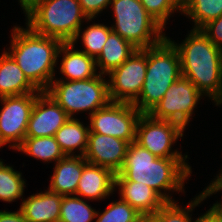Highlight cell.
I'll list each match as a JSON object with an SVG mask.
<instances>
[{"label": "cell", "instance_id": "6da1fadb", "mask_svg": "<svg viewBox=\"0 0 222 222\" xmlns=\"http://www.w3.org/2000/svg\"><path fill=\"white\" fill-rule=\"evenodd\" d=\"M188 158H158L136 141L129 144L122 169L115 181H135L154 189L166 202L172 192H184V183L192 174ZM169 191V193H168Z\"/></svg>", "mask_w": 222, "mask_h": 222}, {"label": "cell", "instance_id": "7a4b0ae2", "mask_svg": "<svg viewBox=\"0 0 222 222\" xmlns=\"http://www.w3.org/2000/svg\"><path fill=\"white\" fill-rule=\"evenodd\" d=\"M180 44L166 37L177 49L182 76L216 106L222 104V50L200 29H191Z\"/></svg>", "mask_w": 222, "mask_h": 222}, {"label": "cell", "instance_id": "3957f363", "mask_svg": "<svg viewBox=\"0 0 222 222\" xmlns=\"http://www.w3.org/2000/svg\"><path fill=\"white\" fill-rule=\"evenodd\" d=\"M8 53L26 78L39 90L46 91L55 78L58 50L63 43L55 37L39 35L27 25L14 26Z\"/></svg>", "mask_w": 222, "mask_h": 222}, {"label": "cell", "instance_id": "277c9868", "mask_svg": "<svg viewBox=\"0 0 222 222\" xmlns=\"http://www.w3.org/2000/svg\"><path fill=\"white\" fill-rule=\"evenodd\" d=\"M181 76L178 51L167 38L148 47L147 70L142 91L132 104L141 113H149Z\"/></svg>", "mask_w": 222, "mask_h": 222}, {"label": "cell", "instance_id": "5b68a950", "mask_svg": "<svg viewBox=\"0 0 222 222\" xmlns=\"http://www.w3.org/2000/svg\"><path fill=\"white\" fill-rule=\"evenodd\" d=\"M24 15L32 31L62 42H72L83 22L92 21L82 12L79 0H41Z\"/></svg>", "mask_w": 222, "mask_h": 222}, {"label": "cell", "instance_id": "8992f818", "mask_svg": "<svg viewBox=\"0 0 222 222\" xmlns=\"http://www.w3.org/2000/svg\"><path fill=\"white\" fill-rule=\"evenodd\" d=\"M45 92L64 109L70 118H75L74 115L79 112H89L87 114L90 116L111 102L108 81L103 74L77 81L52 80Z\"/></svg>", "mask_w": 222, "mask_h": 222}, {"label": "cell", "instance_id": "52a82bcc", "mask_svg": "<svg viewBox=\"0 0 222 222\" xmlns=\"http://www.w3.org/2000/svg\"><path fill=\"white\" fill-rule=\"evenodd\" d=\"M110 6L115 20L112 31L137 49L155 46L167 37L139 0H112Z\"/></svg>", "mask_w": 222, "mask_h": 222}, {"label": "cell", "instance_id": "ba28073f", "mask_svg": "<svg viewBox=\"0 0 222 222\" xmlns=\"http://www.w3.org/2000/svg\"><path fill=\"white\" fill-rule=\"evenodd\" d=\"M184 130L178 123L154 119L148 113H142L137 122L135 141L158 158H189L178 149H172L184 136Z\"/></svg>", "mask_w": 222, "mask_h": 222}, {"label": "cell", "instance_id": "9c48e42d", "mask_svg": "<svg viewBox=\"0 0 222 222\" xmlns=\"http://www.w3.org/2000/svg\"><path fill=\"white\" fill-rule=\"evenodd\" d=\"M203 96L189 79L181 76L148 114L154 119L178 123L185 129Z\"/></svg>", "mask_w": 222, "mask_h": 222}, {"label": "cell", "instance_id": "30bf717a", "mask_svg": "<svg viewBox=\"0 0 222 222\" xmlns=\"http://www.w3.org/2000/svg\"><path fill=\"white\" fill-rule=\"evenodd\" d=\"M141 114L132 103L110 102L88 117L89 130L130 144L136 140V126Z\"/></svg>", "mask_w": 222, "mask_h": 222}, {"label": "cell", "instance_id": "8fae6325", "mask_svg": "<svg viewBox=\"0 0 222 222\" xmlns=\"http://www.w3.org/2000/svg\"><path fill=\"white\" fill-rule=\"evenodd\" d=\"M147 70V48L137 49L108 75L111 102L133 103L140 95Z\"/></svg>", "mask_w": 222, "mask_h": 222}, {"label": "cell", "instance_id": "7c38bea8", "mask_svg": "<svg viewBox=\"0 0 222 222\" xmlns=\"http://www.w3.org/2000/svg\"><path fill=\"white\" fill-rule=\"evenodd\" d=\"M40 93H27L0 98V137L9 147L16 149L24 141L28 121Z\"/></svg>", "mask_w": 222, "mask_h": 222}, {"label": "cell", "instance_id": "4fadbf2b", "mask_svg": "<svg viewBox=\"0 0 222 222\" xmlns=\"http://www.w3.org/2000/svg\"><path fill=\"white\" fill-rule=\"evenodd\" d=\"M70 117L45 91L35 100L25 137L54 136Z\"/></svg>", "mask_w": 222, "mask_h": 222}, {"label": "cell", "instance_id": "5bb4252c", "mask_svg": "<svg viewBox=\"0 0 222 222\" xmlns=\"http://www.w3.org/2000/svg\"><path fill=\"white\" fill-rule=\"evenodd\" d=\"M128 147L127 141L89 130L84 158L89 163L106 167L117 174L124 165Z\"/></svg>", "mask_w": 222, "mask_h": 222}, {"label": "cell", "instance_id": "9a60e30c", "mask_svg": "<svg viewBox=\"0 0 222 222\" xmlns=\"http://www.w3.org/2000/svg\"><path fill=\"white\" fill-rule=\"evenodd\" d=\"M115 175L111 169L89 163L84 158L75 195L91 201L104 200L115 191Z\"/></svg>", "mask_w": 222, "mask_h": 222}, {"label": "cell", "instance_id": "2e32d148", "mask_svg": "<svg viewBox=\"0 0 222 222\" xmlns=\"http://www.w3.org/2000/svg\"><path fill=\"white\" fill-rule=\"evenodd\" d=\"M62 56L60 61V73L63 77L53 80L77 81L91 79L99 74L97 72L96 60L86 53L75 49L72 42H63L58 50L57 58Z\"/></svg>", "mask_w": 222, "mask_h": 222}, {"label": "cell", "instance_id": "e0dca14e", "mask_svg": "<svg viewBox=\"0 0 222 222\" xmlns=\"http://www.w3.org/2000/svg\"><path fill=\"white\" fill-rule=\"evenodd\" d=\"M62 197L47 189L24 198L19 209L29 222H59Z\"/></svg>", "mask_w": 222, "mask_h": 222}, {"label": "cell", "instance_id": "ac0fdd59", "mask_svg": "<svg viewBox=\"0 0 222 222\" xmlns=\"http://www.w3.org/2000/svg\"><path fill=\"white\" fill-rule=\"evenodd\" d=\"M120 199L129 203L140 214H155L166 202L154 189L135 181H115Z\"/></svg>", "mask_w": 222, "mask_h": 222}, {"label": "cell", "instance_id": "d6986e66", "mask_svg": "<svg viewBox=\"0 0 222 222\" xmlns=\"http://www.w3.org/2000/svg\"><path fill=\"white\" fill-rule=\"evenodd\" d=\"M48 189L60 195H75L84 168V156H65L56 163Z\"/></svg>", "mask_w": 222, "mask_h": 222}, {"label": "cell", "instance_id": "ffe728a7", "mask_svg": "<svg viewBox=\"0 0 222 222\" xmlns=\"http://www.w3.org/2000/svg\"><path fill=\"white\" fill-rule=\"evenodd\" d=\"M41 92L26 78L13 57L4 49L0 56V98Z\"/></svg>", "mask_w": 222, "mask_h": 222}, {"label": "cell", "instance_id": "44dd1931", "mask_svg": "<svg viewBox=\"0 0 222 222\" xmlns=\"http://www.w3.org/2000/svg\"><path fill=\"white\" fill-rule=\"evenodd\" d=\"M136 50L137 48L130 42L112 31L103 45L102 51L95 59L99 74H109L127 60Z\"/></svg>", "mask_w": 222, "mask_h": 222}, {"label": "cell", "instance_id": "7402d4cb", "mask_svg": "<svg viewBox=\"0 0 222 222\" xmlns=\"http://www.w3.org/2000/svg\"><path fill=\"white\" fill-rule=\"evenodd\" d=\"M85 124L77 118H69L55 133L65 156H84L87 148L89 124ZM77 149V151H76ZM78 154H74L75 152Z\"/></svg>", "mask_w": 222, "mask_h": 222}, {"label": "cell", "instance_id": "603a6c76", "mask_svg": "<svg viewBox=\"0 0 222 222\" xmlns=\"http://www.w3.org/2000/svg\"><path fill=\"white\" fill-rule=\"evenodd\" d=\"M27 156L44 161V163L59 161L65 157L54 136L25 137L22 144L16 149Z\"/></svg>", "mask_w": 222, "mask_h": 222}, {"label": "cell", "instance_id": "cb8c5ba5", "mask_svg": "<svg viewBox=\"0 0 222 222\" xmlns=\"http://www.w3.org/2000/svg\"><path fill=\"white\" fill-rule=\"evenodd\" d=\"M182 14L194 22L192 29H201L222 15V0H187L182 5Z\"/></svg>", "mask_w": 222, "mask_h": 222}, {"label": "cell", "instance_id": "d4e9b609", "mask_svg": "<svg viewBox=\"0 0 222 222\" xmlns=\"http://www.w3.org/2000/svg\"><path fill=\"white\" fill-rule=\"evenodd\" d=\"M96 213L88 200L76 195H65L62 197L59 222H92L96 219Z\"/></svg>", "mask_w": 222, "mask_h": 222}, {"label": "cell", "instance_id": "484cf974", "mask_svg": "<svg viewBox=\"0 0 222 222\" xmlns=\"http://www.w3.org/2000/svg\"><path fill=\"white\" fill-rule=\"evenodd\" d=\"M22 178V172L13 169V166L0 161V200L14 202L22 199L26 187V180Z\"/></svg>", "mask_w": 222, "mask_h": 222}, {"label": "cell", "instance_id": "4316f807", "mask_svg": "<svg viewBox=\"0 0 222 222\" xmlns=\"http://www.w3.org/2000/svg\"><path fill=\"white\" fill-rule=\"evenodd\" d=\"M81 30L83 29L81 28L78 31L72 43L76 44L81 37L82 39L80 40H82L84 49L80 51L96 59L102 51L103 45L107 41L109 34L112 32V28L98 22L87 26L84 31Z\"/></svg>", "mask_w": 222, "mask_h": 222}, {"label": "cell", "instance_id": "83f0119b", "mask_svg": "<svg viewBox=\"0 0 222 222\" xmlns=\"http://www.w3.org/2000/svg\"><path fill=\"white\" fill-rule=\"evenodd\" d=\"M205 199L207 200L204 192L202 191L183 208L182 206L180 207L177 201L165 202L155 214L159 217L161 222H196V220H193L192 214L190 213Z\"/></svg>", "mask_w": 222, "mask_h": 222}, {"label": "cell", "instance_id": "f1b7e54d", "mask_svg": "<svg viewBox=\"0 0 222 222\" xmlns=\"http://www.w3.org/2000/svg\"><path fill=\"white\" fill-rule=\"evenodd\" d=\"M140 215L129 203L119 199L108 204L103 212L97 211L95 222H138Z\"/></svg>", "mask_w": 222, "mask_h": 222}, {"label": "cell", "instance_id": "f546056e", "mask_svg": "<svg viewBox=\"0 0 222 222\" xmlns=\"http://www.w3.org/2000/svg\"><path fill=\"white\" fill-rule=\"evenodd\" d=\"M148 14L164 29L173 13L182 12V6L177 0H139Z\"/></svg>", "mask_w": 222, "mask_h": 222}, {"label": "cell", "instance_id": "4dcf8cb0", "mask_svg": "<svg viewBox=\"0 0 222 222\" xmlns=\"http://www.w3.org/2000/svg\"><path fill=\"white\" fill-rule=\"evenodd\" d=\"M112 0H79L82 12L87 18L93 20L100 15L103 10L109 8Z\"/></svg>", "mask_w": 222, "mask_h": 222}, {"label": "cell", "instance_id": "1f68e13d", "mask_svg": "<svg viewBox=\"0 0 222 222\" xmlns=\"http://www.w3.org/2000/svg\"><path fill=\"white\" fill-rule=\"evenodd\" d=\"M209 40L222 50V15L200 29Z\"/></svg>", "mask_w": 222, "mask_h": 222}, {"label": "cell", "instance_id": "d6a6232c", "mask_svg": "<svg viewBox=\"0 0 222 222\" xmlns=\"http://www.w3.org/2000/svg\"><path fill=\"white\" fill-rule=\"evenodd\" d=\"M206 196V198L210 197L213 194H216L217 192L222 191V170H220V173L216 176V178L211 181V183L205 188V190H202ZM215 211L222 214V202H216L211 206Z\"/></svg>", "mask_w": 222, "mask_h": 222}, {"label": "cell", "instance_id": "836d02e7", "mask_svg": "<svg viewBox=\"0 0 222 222\" xmlns=\"http://www.w3.org/2000/svg\"><path fill=\"white\" fill-rule=\"evenodd\" d=\"M0 222H29L19 209L18 211L0 210Z\"/></svg>", "mask_w": 222, "mask_h": 222}, {"label": "cell", "instance_id": "e575fe53", "mask_svg": "<svg viewBox=\"0 0 222 222\" xmlns=\"http://www.w3.org/2000/svg\"><path fill=\"white\" fill-rule=\"evenodd\" d=\"M196 222H222V214L210 207L206 213L196 218Z\"/></svg>", "mask_w": 222, "mask_h": 222}, {"label": "cell", "instance_id": "d590c367", "mask_svg": "<svg viewBox=\"0 0 222 222\" xmlns=\"http://www.w3.org/2000/svg\"><path fill=\"white\" fill-rule=\"evenodd\" d=\"M41 0H18L19 5L23 9V13H28Z\"/></svg>", "mask_w": 222, "mask_h": 222}, {"label": "cell", "instance_id": "8d00e7d4", "mask_svg": "<svg viewBox=\"0 0 222 222\" xmlns=\"http://www.w3.org/2000/svg\"><path fill=\"white\" fill-rule=\"evenodd\" d=\"M138 222H161L156 214H141Z\"/></svg>", "mask_w": 222, "mask_h": 222}, {"label": "cell", "instance_id": "74e56055", "mask_svg": "<svg viewBox=\"0 0 222 222\" xmlns=\"http://www.w3.org/2000/svg\"><path fill=\"white\" fill-rule=\"evenodd\" d=\"M5 145H6L5 142L0 137V148L5 146ZM0 161H2V159H0Z\"/></svg>", "mask_w": 222, "mask_h": 222}, {"label": "cell", "instance_id": "f35d334b", "mask_svg": "<svg viewBox=\"0 0 222 222\" xmlns=\"http://www.w3.org/2000/svg\"><path fill=\"white\" fill-rule=\"evenodd\" d=\"M180 4H181V6L187 1V0H177Z\"/></svg>", "mask_w": 222, "mask_h": 222}]
</instances>
